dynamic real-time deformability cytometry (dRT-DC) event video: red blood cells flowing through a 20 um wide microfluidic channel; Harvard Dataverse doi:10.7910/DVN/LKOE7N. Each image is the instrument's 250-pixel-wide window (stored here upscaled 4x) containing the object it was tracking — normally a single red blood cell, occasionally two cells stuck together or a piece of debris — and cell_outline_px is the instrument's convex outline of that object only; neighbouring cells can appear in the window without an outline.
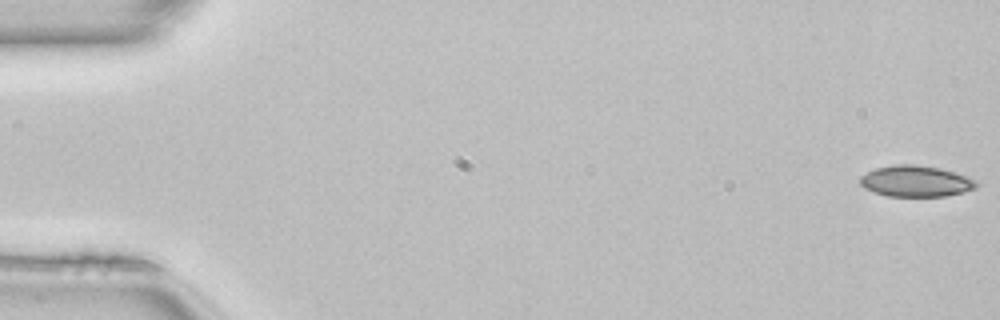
{"species": "common noctule bat (a hibernating species)", "species_latin": "Nyctalus noctula", "temperature_condition": "room temperature", "stored_images_in_passage": 50, "camera_frame_rate_fps": 3000, "um_per_image_px": 0.085, "animal": {"sex": "female", "body_mass_g": 22.7, "forearm_length_mm": 54.2}, "frame": {"image": 1, "passage_image": 1, "time_ms": 0.0, "image_size_px": [1000, 320], "cell_outline_px": [[980, 184], [976, 188], [964, 192], [944, 196], [888, 196], [864, 188], [860, 184], [860, 176], [876, 168], [896, 164], [916, 164], [940, 168], [968, 176], [976, 180]], "centroid_in_image_um": [77.88, 15.39], "position_along_channel_um": 7.1, "area_um2": 21.15}}
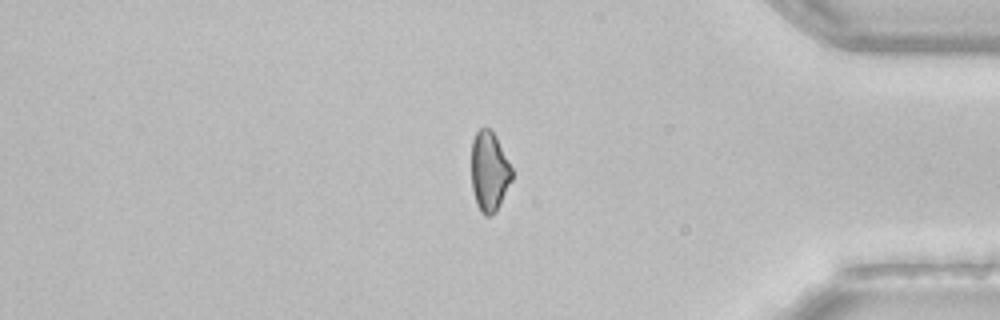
{"frame": {"image": 2, "passage_image": 42, "time_ms": 13.667, "image_size_px": [1000, 320], "cell_outline_px": [[512, 180], [496, 212], [492, 216], [484, 216], [480, 212], [476, 204], [472, 188], [472, 140], [476, 132], [480, 128], [488, 128], [496, 136], [512, 168]], "centroid_in_image_um": [41.59, 14.61], "position_along_channel_um": 393.6, "area_um2": 18.9}}
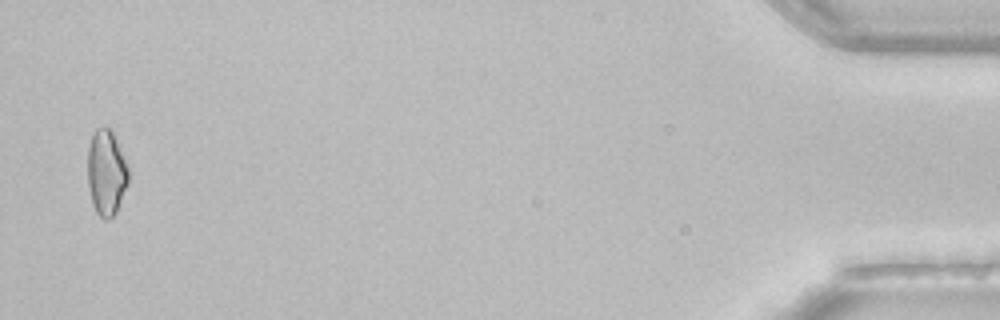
{"frame": {"image": 3, "passage_image": 49, "time_ms": 16.0, "image_size_px": [1000, 320], "cell_outline_px": [[128, 184], [116, 212], [108, 220], [104, 220], [96, 212], [92, 204], [88, 188], [88, 144], [96, 128], [112, 128], [116, 136], [128, 168]], "centroid_in_image_um": [9.03, 14.67], "position_along_channel_um": 426.2, "area_um2": 20.52}, "authors_computed_cell_mechanics": {"area_um2": 20.4034, "velocity_mm_per_s": 4.1278, "shape_relaxation_time_tau1_ms": 10.7207, "shape_relaxation_time_tau2_ms": 5.9197, "deformation_change_tau1": 0.1838, "deformation_change_tau2": 0.1206}}